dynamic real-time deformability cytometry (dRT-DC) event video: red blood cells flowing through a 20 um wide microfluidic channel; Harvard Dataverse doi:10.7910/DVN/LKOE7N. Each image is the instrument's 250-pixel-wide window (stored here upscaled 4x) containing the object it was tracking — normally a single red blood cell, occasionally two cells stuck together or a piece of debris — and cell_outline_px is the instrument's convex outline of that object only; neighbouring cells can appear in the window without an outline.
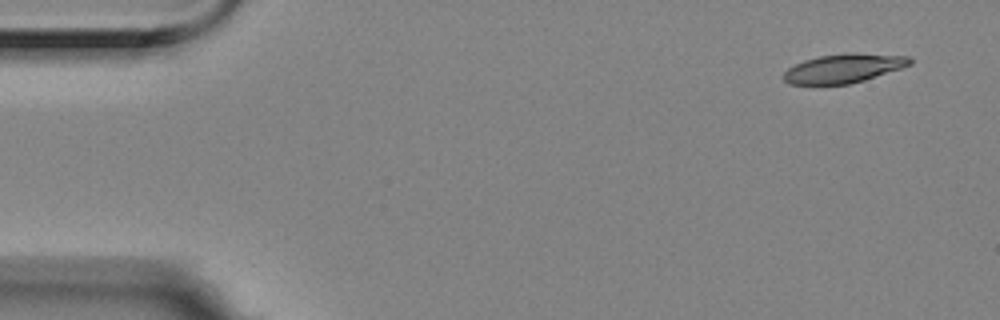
{"species": "Egyptian fruit bat (a non-hibernating species)", "species_latin": "Rousettus aegyptiacus", "temperature_condition": "room temperature", "stored_images_in_passage": 5, "camera_frame_rate_fps": 3000, "um_per_image_px": 0.085, "animal": {"sex": "female"}, "frame": {"image": 1, "passage_image": 1, "time_ms": 0.0, "image_size_px": [1000, 320], "cell_outline_px": [[912, 64], [864, 80], [848, 84], [788, 84], [780, 76], [788, 68], [804, 60], [820, 56], [844, 52], [856, 52], [908, 56], [912, 60]], "centroid_in_image_um": [71.68, 5.79], "position_along_channel_um": 13.3, "area_um2": 21.39}}
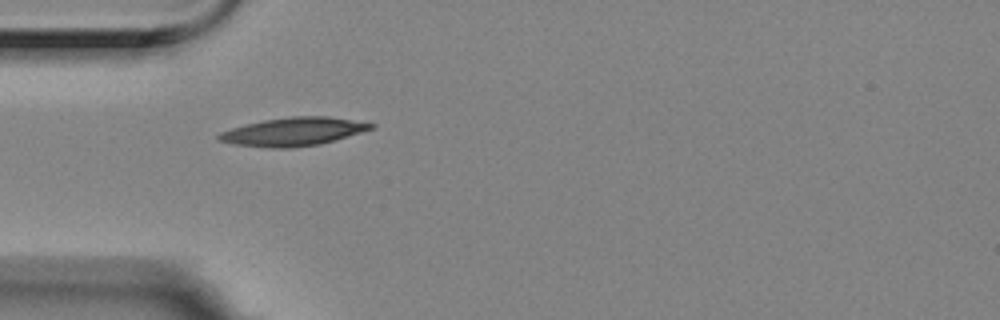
{"frame": {"image": 2, "passage_image": 4, "time_ms": 1.0, "image_size_px": [1000, 320], "cell_outline_px": [[376, 128], [320, 144], [288, 148], [272, 148], [232, 144], [216, 140], [216, 136], [220, 132], [232, 128], [264, 120], [292, 116], [328, 116], [376, 124]], "centroid_in_image_um": [24.93, 11.19], "position_along_channel_um": 60.1, "area_um2": 25.03}}
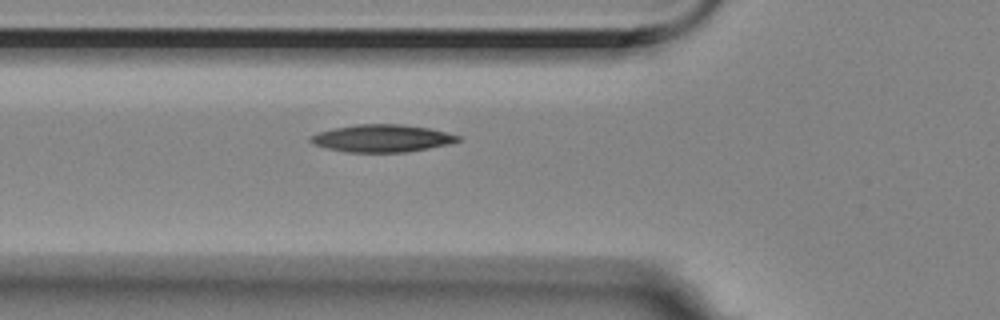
{"frame": {"image": 3, "passage_image": 5, "time_ms": 1.333, "image_size_px": [1000, 320], "cell_outline_px": [[460, 140], [448, 144], [408, 152], [348, 152], [324, 148], [312, 144], [308, 140], [308, 136], [332, 128], [356, 124], [404, 124], [428, 128], [460, 136]], "centroid_in_image_um": [32.4, 11.75], "position_along_channel_um": 93.4, "area_um2": 23.64}}